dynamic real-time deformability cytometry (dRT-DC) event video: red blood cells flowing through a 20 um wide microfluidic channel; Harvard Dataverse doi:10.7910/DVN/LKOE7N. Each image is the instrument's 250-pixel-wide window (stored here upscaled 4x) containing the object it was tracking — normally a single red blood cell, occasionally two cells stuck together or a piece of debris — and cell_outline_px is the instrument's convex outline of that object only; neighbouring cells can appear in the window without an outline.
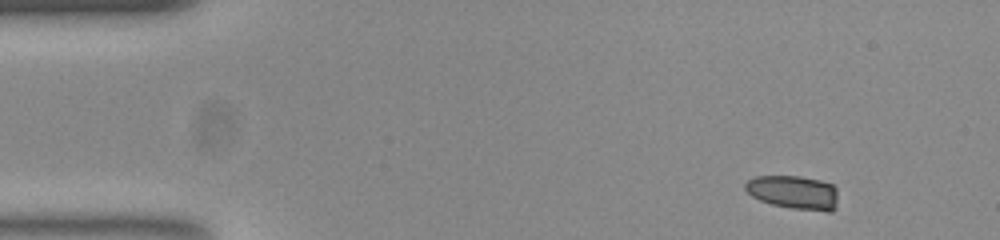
{"species": "common noctule bat (a hibernating species)", "species_latin": "Nyctalus noctula", "temperature_condition": "room temperature", "stored_images_in_passage": 49, "camera_frame_rate_fps": 3000, "um_per_image_px": 0.085, "animal": {"sex": "female", "body_mass_g": 23.0, "forearm_length_mm": 53.4}, "frame": {"image": 1, "passage_image": 1, "time_ms": 0.0, "image_size_px": [1000, 240], "cell_outline_px": [[836, 208], [832, 212], [828, 212], [796, 208], [772, 204], [760, 200], [752, 196], [744, 188], [744, 184], [748, 180], [756, 176], [800, 176], [820, 180], [832, 184], [836, 188]], "centroid_in_image_um": [67.47, 16.34], "position_along_channel_um": 17.5, "area_um2": 18.15}}
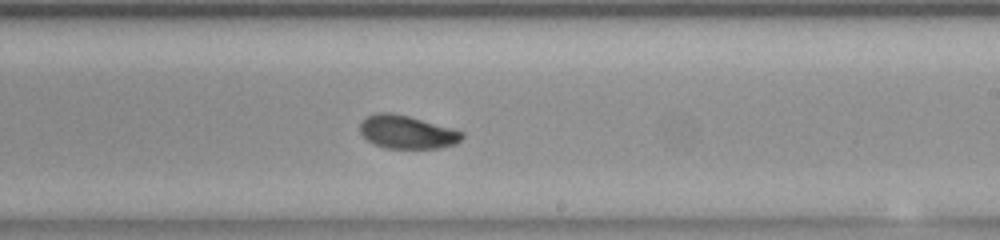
{"frame": {"image": 2, "passage_image": 27, "time_ms": 8.667, "image_size_px": [1000, 240], "cell_outline_px": [[464, 136], [456, 144], [436, 148], [384, 148], [368, 140], [360, 132], [360, 124], [364, 116], [376, 112], [392, 112], [408, 116], [464, 132]], "centroid_in_image_um": [34.56, 11.21], "position_along_channel_um": 254.4, "area_um2": 19.65}}
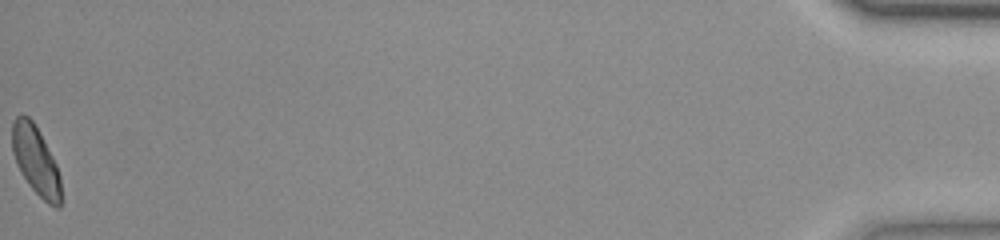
{"frame": {"image": 3, "passage_image": 49, "time_ms": 16.0, "image_size_px": [1000, 240], "cell_outline_px": [[60, 208], [56, 208], [48, 204], [28, 184], [16, 164], [12, 152], [12, 124], [16, 116], [28, 116], [32, 120], [52, 156], [56, 164], [60, 176]], "centroid_in_image_um": [3.02, 13.66], "position_along_channel_um": 432.2, "area_um2": 19.19}, "authors_computed_cell_mechanics": {"area_um2": 19.7098, "velocity_mm_per_s": 3.8647, "shape_relaxation_time_tau1_ms": 3.9024, "shape_relaxation_time_tau2_ms": 2.7242, "deformation_change_tau1": 0.1315, "deformation_change_tau2": 0.0686}}